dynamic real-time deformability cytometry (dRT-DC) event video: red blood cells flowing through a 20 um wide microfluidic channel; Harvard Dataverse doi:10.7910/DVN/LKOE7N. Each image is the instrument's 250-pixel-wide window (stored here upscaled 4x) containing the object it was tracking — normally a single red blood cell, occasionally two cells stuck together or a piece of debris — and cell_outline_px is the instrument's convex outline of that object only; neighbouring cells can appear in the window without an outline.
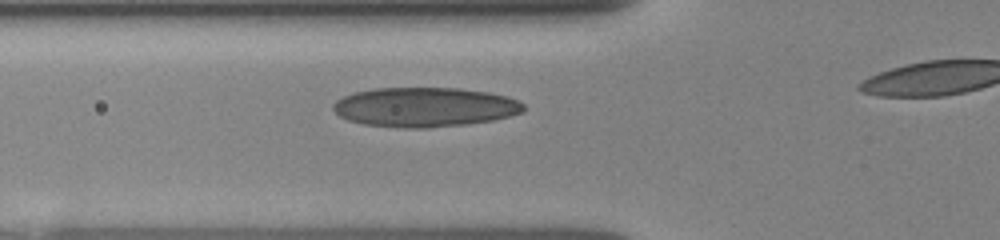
{"species": "human", "species_latin": "Homo sapiens", "temperature_condition": "room temperature", "stored_images_in_passage": 10, "camera_frame_rate_fps": 3000, "um_per_image_px": 0.085, "donor": {"sex": "female"}, "frame": {"image": 1, "passage_image": 4, "time_ms": 1.667, "image_size_px": [1000, 240], "cell_outline_px": [[524, 112], [492, 120], [468, 124], [428, 128], [404, 128], [364, 124], [348, 120], [340, 116], [332, 108], [332, 104], [336, 100], [344, 96], [356, 92], [372, 88], [456, 88], [488, 92], [508, 96], [524, 104]], "centroid_in_image_um": [36.1, 9.1], "position_along_channel_um": 89.7, "area_um2": 43.87}}
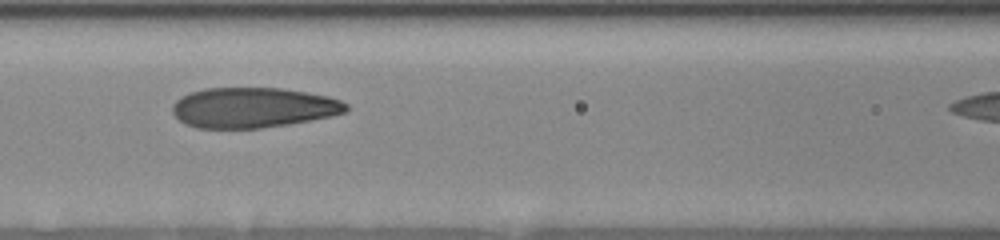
{"frame": {"image": 2, "passage_image": 6, "time_ms": 3.0, "image_size_px": [1000, 240], "cell_outline_px": [[348, 108], [344, 112], [332, 116], [288, 124], [260, 128], [196, 128], [180, 120], [172, 112], [172, 104], [176, 100], [192, 92], [204, 88], [280, 88], [328, 96], [340, 100], [348, 104]], "centroid_in_image_um": [21.52, 9.15], "position_along_channel_um": 145.1, "area_um2": 40.46}}
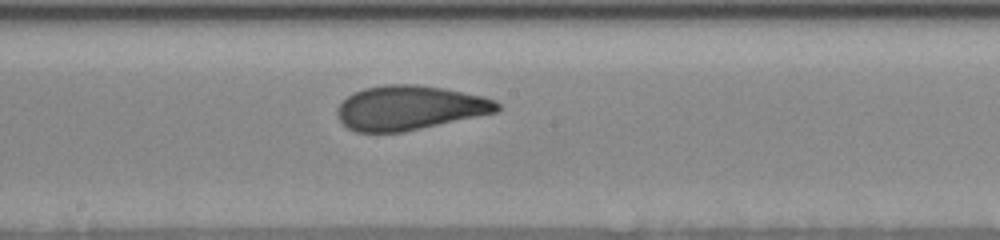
{"frame": {"image": 3, "passage_image": 9, "time_ms": 4.667, "image_size_px": [1000, 240], "cell_outline_px": [[500, 108], [496, 112], [404, 132], [356, 132], [348, 128], [336, 116], [336, 112], [340, 104], [348, 96], [364, 88], [384, 84], [416, 84], [444, 88], [484, 96], [496, 100], [500, 104]], "centroid_in_image_um": [34.82, 9.16], "position_along_channel_um": 213.4, "area_um2": 41.33}}